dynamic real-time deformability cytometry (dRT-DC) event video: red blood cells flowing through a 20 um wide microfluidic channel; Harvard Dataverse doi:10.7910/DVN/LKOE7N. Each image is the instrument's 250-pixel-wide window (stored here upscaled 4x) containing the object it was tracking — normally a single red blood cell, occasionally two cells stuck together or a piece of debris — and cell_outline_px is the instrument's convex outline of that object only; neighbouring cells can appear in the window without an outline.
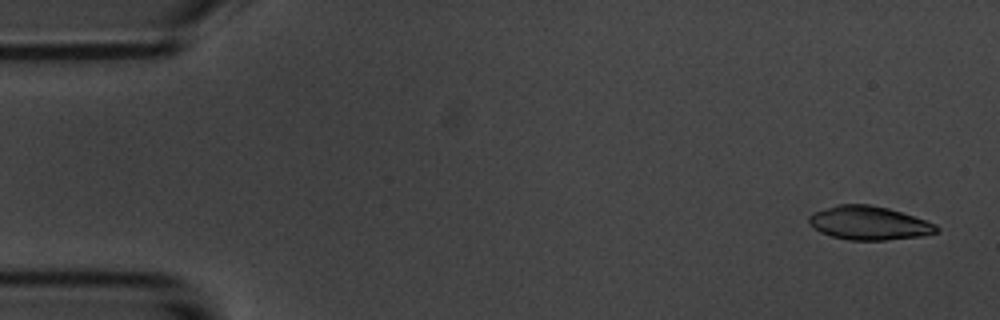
{"species": "common noctule bat (a hibernating species)", "species_latin": "Nyctalus noctula", "temperature_condition": "room temperature", "stored_images_in_passage": 5, "camera_frame_rate_fps": 3000, "um_per_image_px": 0.085, "animal": {"sex": "male", "body_mass_g": 20.1, "forearm_length_mm": 53.5}, "frame": {"image": 1, "passage_image": 1, "time_ms": 0.0, "image_size_px": [1000, 320], "cell_outline_px": [[940, 232], [924, 236], [884, 240], [848, 240], [832, 236], [820, 232], [808, 224], [808, 216], [816, 212], [836, 204], [868, 204], [888, 208], [936, 224], [940, 228]], "centroid_in_image_um": [73.87, 18.97], "position_along_channel_um": 11.1, "area_um2": 25.03}}